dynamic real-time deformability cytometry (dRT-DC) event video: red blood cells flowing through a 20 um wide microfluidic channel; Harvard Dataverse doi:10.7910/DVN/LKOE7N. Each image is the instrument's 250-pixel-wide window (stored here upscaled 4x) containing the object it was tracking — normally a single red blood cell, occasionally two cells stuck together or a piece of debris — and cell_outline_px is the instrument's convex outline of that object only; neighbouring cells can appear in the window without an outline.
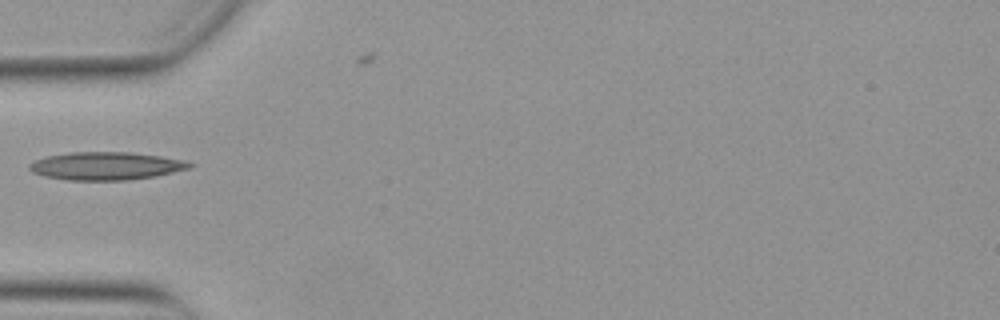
{"species": "Egyptian fruit bat (a non-hibernating species)", "species_latin": "Rousettus aegyptiacus", "temperature_condition": "warm", "stored_images_in_passage": 41, "camera_frame_rate_fps": 3000, "um_per_image_px": 0.085, "animal": {"sex": "female"}, "frame": {"image": 1, "passage_image": 11, "time_ms": 3.333, "image_size_px": [1000, 320], "cell_outline_px": [[196, 164], [192, 168], [156, 176], [128, 180], [68, 180], [44, 176], [32, 172], [28, 168], [28, 164], [44, 156], [68, 152], [132, 152], [188, 160]], "centroid_in_image_um": [9.05, 14.1], "position_along_channel_um": 75.9, "area_um2": 26.47}}
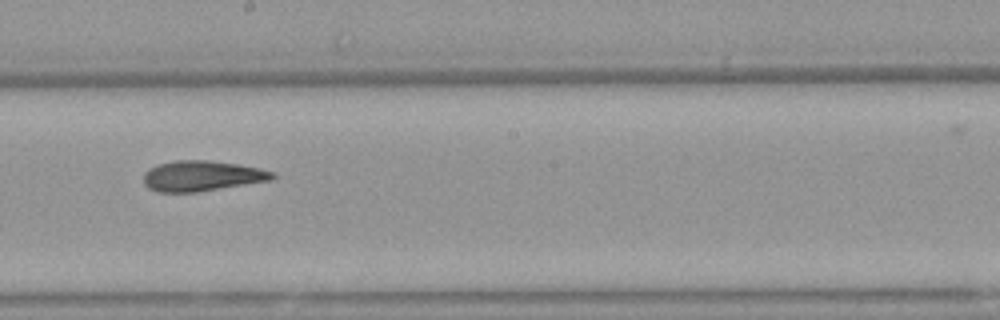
{"frame": {"image": 2, "passage_image": 23, "time_ms": 7.333, "image_size_px": [1000, 320], "cell_outline_px": [[276, 176], [272, 180], [196, 192], [156, 192], [148, 188], [144, 184], [144, 172], [148, 168], [160, 164], [176, 160], [208, 160], [236, 164], [276, 172]], "centroid_in_image_um": [17.14, 14.96], "position_along_channel_um": 231.1, "area_um2": 22.77}}
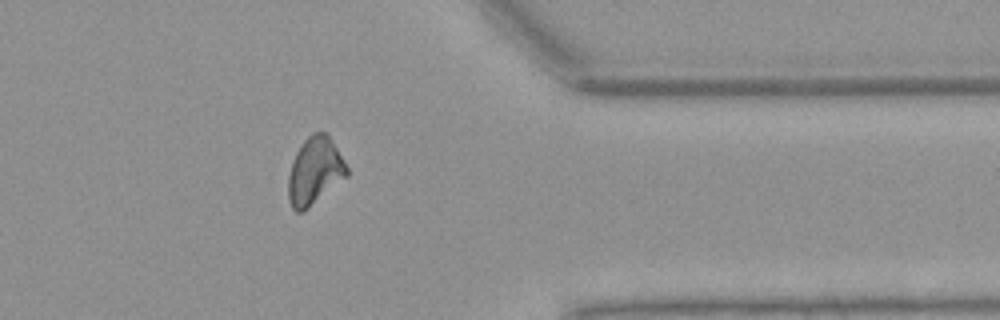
{"frame": {"image": 3, "passage_image": 36, "time_ms": 11.667, "image_size_px": [1000, 320], "cell_outline_px": [[348, 176], [304, 212], [296, 212], [292, 208], [288, 200], [288, 176], [292, 160], [296, 152], [304, 140], [312, 132], [324, 132], [328, 136], [336, 148], [348, 168]], "centroid_in_image_um": [26.73, 14.57], "position_along_channel_um": 384.7, "area_um2": 23.0}}